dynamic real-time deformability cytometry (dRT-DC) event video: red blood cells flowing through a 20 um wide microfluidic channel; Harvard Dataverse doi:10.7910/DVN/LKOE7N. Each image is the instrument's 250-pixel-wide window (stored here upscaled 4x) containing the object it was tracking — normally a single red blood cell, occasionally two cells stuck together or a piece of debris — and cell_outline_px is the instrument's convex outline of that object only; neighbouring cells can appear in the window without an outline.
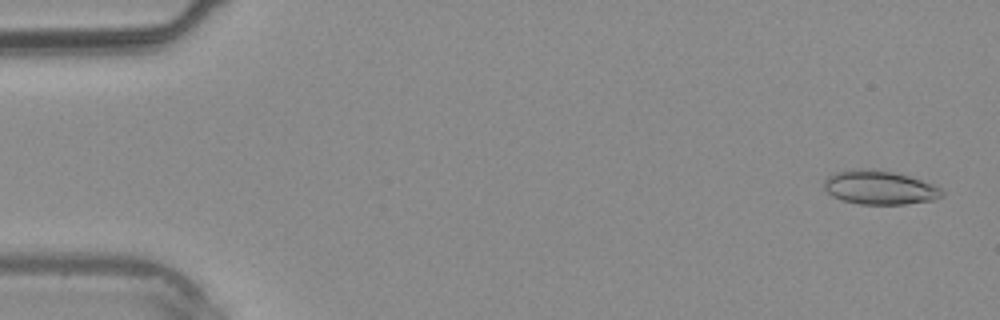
{"species": "common noctule bat (a hibernating species)", "species_latin": "Nyctalus noctula", "temperature_condition": "warm", "stored_images_in_passage": 5, "camera_frame_rate_fps": 3000, "um_per_image_px": 0.085, "animal": {"sex": "male", "body_mass_g": 20.4}, "frame": {"image": 1, "passage_image": 1, "time_ms": 0.0, "image_size_px": [1000, 320], "cell_outline_px": [[944, 196], [932, 200], [904, 204], [860, 204], [840, 200], [832, 196], [824, 188], [824, 180], [828, 176], [836, 172], [856, 168], [892, 172], [908, 176], [932, 184], [940, 188], [944, 192]], "centroid_in_image_um": [74.74, 15.95], "position_along_channel_um": 10.3, "area_um2": 23.06}}
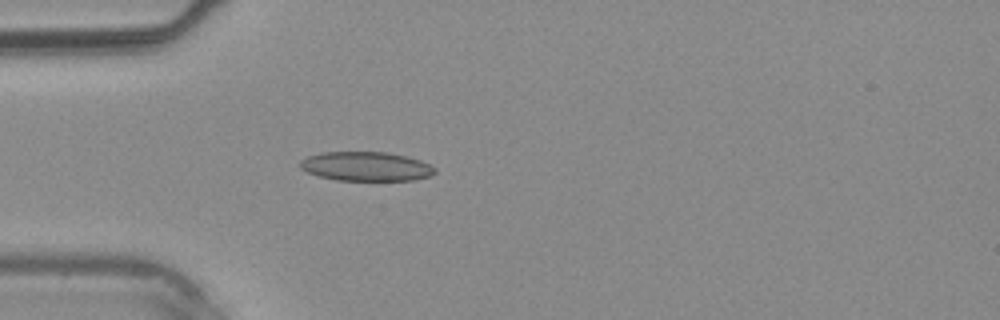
{"frame": {"image": 2, "passage_image": 4, "time_ms": 3.333, "image_size_px": [1000, 320], "cell_outline_px": [[436, 172], [428, 176], [412, 180], [336, 180], [320, 176], [308, 172], [300, 168], [300, 160], [308, 156], [320, 152], [388, 152], [420, 160], [436, 168]], "centroid_in_image_um": [31.09, 14.14], "position_along_channel_um": 53.9, "area_um2": 22.77}}